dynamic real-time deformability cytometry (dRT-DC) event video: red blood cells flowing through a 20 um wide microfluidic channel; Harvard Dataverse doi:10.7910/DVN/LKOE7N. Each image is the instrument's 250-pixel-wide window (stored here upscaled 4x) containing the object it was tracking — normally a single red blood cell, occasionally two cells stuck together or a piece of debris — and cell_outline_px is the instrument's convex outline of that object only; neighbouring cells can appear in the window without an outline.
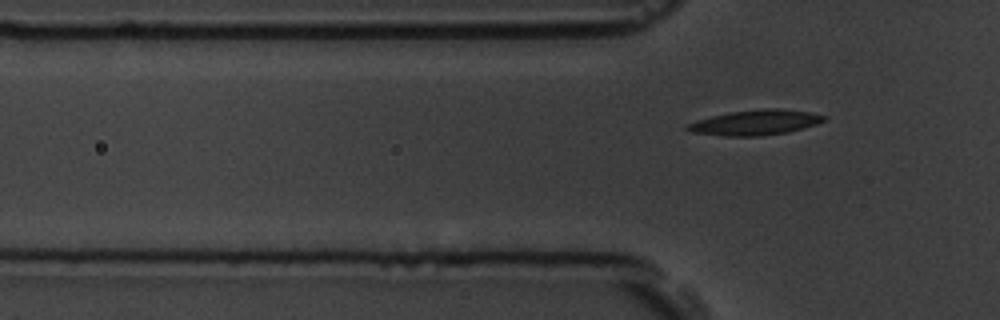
{"species": "common noctule bat (a hibernating species)", "species_latin": "Nyctalus noctula", "temperature_condition": "room temperature", "stored_images_in_passage": 7, "segment_of_instrument_passage": [2, 2], "camera_frame_rate_fps": 3000, "um_per_image_px": 0.085, "animal": {"sex": "male", "body_mass_g": 19.5, "forearm_length_mm": 54.6}, "frame": {"image": 1, "passage_image": 7, "time_ms": 7.0, "image_size_px": [1000, 320], "cell_outline_px": [[828, 116], [824, 120], [816, 124], [788, 132], [760, 136], [724, 136], [692, 132], [684, 128], [684, 124], [696, 120], [712, 116], [732, 112], [760, 108], [780, 108], [808, 112]], "centroid_in_image_um": [64.17, 10.41], "position_along_channel_um": 61.6, "area_um2": 20.06}}